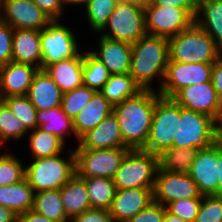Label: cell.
Segmentation results:
<instances>
[{
  "label": "cell",
  "instance_id": "1",
  "mask_svg": "<svg viewBox=\"0 0 222 222\" xmlns=\"http://www.w3.org/2000/svg\"><path fill=\"white\" fill-rule=\"evenodd\" d=\"M161 95L155 90H142L113 106L124 144L130 149H143L152 124L156 100Z\"/></svg>",
  "mask_w": 222,
  "mask_h": 222
},
{
  "label": "cell",
  "instance_id": "2",
  "mask_svg": "<svg viewBox=\"0 0 222 222\" xmlns=\"http://www.w3.org/2000/svg\"><path fill=\"white\" fill-rule=\"evenodd\" d=\"M168 62V39L146 34L132 44L129 74L142 90L159 91L164 81ZM154 82L157 83L155 87Z\"/></svg>",
  "mask_w": 222,
  "mask_h": 222
},
{
  "label": "cell",
  "instance_id": "3",
  "mask_svg": "<svg viewBox=\"0 0 222 222\" xmlns=\"http://www.w3.org/2000/svg\"><path fill=\"white\" fill-rule=\"evenodd\" d=\"M65 154L63 152L51 157L30 158L31 160H27L28 164L24 162L25 179L34 192L58 190L76 174L73 148L67 147Z\"/></svg>",
  "mask_w": 222,
  "mask_h": 222
},
{
  "label": "cell",
  "instance_id": "4",
  "mask_svg": "<svg viewBox=\"0 0 222 222\" xmlns=\"http://www.w3.org/2000/svg\"><path fill=\"white\" fill-rule=\"evenodd\" d=\"M168 47L169 61L214 63L221 57V49L195 22L189 28L170 37Z\"/></svg>",
  "mask_w": 222,
  "mask_h": 222
},
{
  "label": "cell",
  "instance_id": "5",
  "mask_svg": "<svg viewBox=\"0 0 222 222\" xmlns=\"http://www.w3.org/2000/svg\"><path fill=\"white\" fill-rule=\"evenodd\" d=\"M222 138L220 124L212 117L180 106L177 140L172 147L208 149Z\"/></svg>",
  "mask_w": 222,
  "mask_h": 222
},
{
  "label": "cell",
  "instance_id": "6",
  "mask_svg": "<svg viewBox=\"0 0 222 222\" xmlns=\"http://www.w3.org/2000/svg\"><path fill=\"white\" fill-rule=\"evenodd\" d=\"M159 155L142 149L129 150L122 159L113 182L116 189L151 188L154 189Z\"/></svg>",
  "mask_w": 222,
  "mask_h": 222
},
{
  "label": "cell",
  "instance_id": "7",
  "mask_svg": "<svg viewBox=\"0 0 222 222\" xmlns=\"http://www.w3.org/2000/svg\"><path fill=\"white\" fill-rule=\"evenodd\" d=\"M180 105L172 98L160 96L155 103L152 124L144 151L160 155L177 140Z\"/></svg>",
  "mask_w": 222,
  "mask_h": 222
},
{
  "label": "cell",
  "instance_id": "8",
  "mask_svg": "<svg viewBox=\"0 0 222 222\" xmlns=\"http://www.w3.org/2000/svg\"><path fill=\"white\" fill-rule=\"evenodd\" d=\"M66 24L62 20H53L40 31L42 69L62 59L75 57L82 50L76 31Z\"/></svg>",
  "mask_w": 222,
  "mask_h": 222
},
{
  "label": "cell",
  "instance_id": "9",
  "mask_svg": "<svg viewBox=\"0 0 222 222\" xmlns=\"http://www.w3.org/2000/svg\"><path fill=\"white\" fill-rule=\"evenodd\" d=\"M147 34L144 9L119 1L99 35L118 41L135 43Z\"/></svg>",
  "mask_w": 222,
  "mask_h": 222
},
{
  "label": "cell",
  "instance_id": "10",
  "mask_svg": "<svg viewBox=\"0 0 222 222\" xmlns=\"http://www.w3.org/2000/svg\"><path fill=\"white\" fill-rule=\"evenodd\" d=\"M76 174L79 177H107L113 179L128 147L108 149H73Z\"/></svg>",
  "mask_w": 222,
  "mask_h": 222
},
{
  "label": "cell",
  "instance_id": "11",
  "mask_svg": "<svg viewBox=\"0 0 222 222\" xmlns=\"http://www.w3.org/2000/svg\"><path fill=\"white\" fill-rule=\"evenodd\" d=\"M144 12L147 34L167 39L195 22V18L186 9L175 6L149 5Z\"/></svg>",
  "mask_w": 222,
  "mask_h": 222
},
{
  "label": "cell",
  "instance_id": "12",
  "mask_svg": "<svg viewBox=\"0 0 222 222\" xmlns=\"http://www.w3.org/2000/svg\"><path fill=\"white\" fill-rule=\"evenodd\" d=\"M213 63H181L169 61L162 86L158 93L172 98L180 89L198 84L212 82Z\"/></svg>",
  "mask_w": 222,
  "mask_h": 222
},
{
  "label": "cell",
  "instance_id": "13",
  "mask_svg": "<svg viewBox=\"0 0 222 222\" xmlns=\"http://www.w3.org/2000/svg\"><path fill=\"white\" fill-rule=\"evenodd\" d=\"M154 202L163 206L181 199L203 198L198 185L188 173L168 172L158 168L153 189Z\"/></svg>",
  "mask_w": 222,
  "mask_h": 222
},
{
  "label": "cell",
  "instance_id": "14",
  "mask_svg": "<svg viewBox=\"0 0 222 222\" xmlns=\"http://www.w3.org/2000/svg\"><path fill=\"white\" fill-rule=\"evenodd\" d=\"M172 99L182 108L206 114L221 123L222 100L217 95L212 82L184 87Z\"/></svg>",
  "mask_w": 222,
  "mask_h": 222
},
{
  "label": "cell",
  "instance_id": "15",
  "mask_svg": "<svg viewBox=\"0 0 222 222\" xmlns=\"http://www.w3.org/2000/svg\"><path fill=\"white\" fill-rule=\"evenodd\" d=\"M0 20L13 29H44L51 20L32 0H4Z\"/></svg>",
  "mask_w": 222,
  "mask_h": 222
},
{
  "label": "cell",
  "instance_id": "16",
  "mask_svg": "<svg viewBox=\"0 0 222 222\" xmlns=\"http://www.w3.org/2000/svg\"><path fill=\"white\" fill-rule=\"evenodd\" d=\"M97 50L95 47L88 51L101 61L113 74H128L132 58V44L124 41L112 40L98 35Z\"/></svg>",
  "mask_w": 222,
  "mask_h": 222
},
{
  "label": "cell",
  "instance_id": "17",
  "mask_svg": "<svg viewBox=\"0 0 222 222\" xmlns=\"http://www.w3.org/2000/svg\"><path fill=\"white\" fill-rule=\"evenodd\" d=\"M154 202L151 188L117 189L109 212L115 222H127Z\"/></svg>",
  "mask_w": 222,
  "mask_h": 222
},
{
  "label": "cell",
  "instance_id": "18",
  "mask_svg": "<svg viewBox=\"0 0 222 222\" xmlns=\"http://www.w3.org/2000/svg\"><path fill=\"white\" fill-rule=\"evenodd\" d=\"M217 142L208 149L198 150L189 170V176L198 185L200 193L216 195L218 187L217 169Z\"/></svg>",
  "mask_w": 222,
  "mask_h": 222
},
{
  "label": "cell",
  "instance_id": "19",
  "mask_svg": "<svg viewBox=\"0 0 222 222\" xmlns=\"http://www.w3.org/2000/svg\"><path fill=\"white\" fill-rule=\"evenodd\" d=\"M38 68L10 61L0 66V100L9 96H26Z\"/></svg>",
  "mask_w": 222,
  "mask_h": 222
},
{
  "label": "cell",
  "instance_id": "20",
  "mask_svg": "<svg viewBox=\"0 0 222 222\" xmlns=\"http://www.w3.org/2000/svg\"><path fill=\"white\" fill-rule=\"evenodd\" d=\"M73 149H108L127 147L121 135L118 120L112 112L94 129L88 131Z\"/></svg>",
  "mask_w": 222,
  "mask_h": 222
},
{
  "label": "cell",
  "instance_id": "21",
  "mask_svg": "<svg viewBox=\"0 0 222 222\" xmlns=\"http://www.w3.org/2000/svg\"><path fill=\"white\" fill-rule=\"evenodd\" d=\"M113 112V105L96 91L88 104L73 118V129L78 144L79 139L88 131L94 129L103 119Z\"/></svg>",
  "mask_w": 222,
  "mask_h": 222
},
{
  "label": "cell",
  "instance_id": "22",
  "mask_svg": "<svg viewBox=\"0 0 222 222\" xmlns=\"http://www.w3.org/2000/svg\"><path fill=\"white\" fill-rule=\"evenodd\" d=\"M11 61L33 65L38 69H42V51L39 30L14 29Z\"/></svg>",
  "mask_w": 222,
  "mask_h": 222
},
{
  "label": "cell",
  "instance_id": "23",
  "mask_svg": "<svg viewBox=\"0 0 222 222\" xmlns=\"http://www.w3.org/2000/svg\"><path fill=\"white\" fill-rule=\"evenodd\" d=\"M37 110L61 106L63 92L44 69H38L26 95Z\"/></svg>",
  "mask_w": 222,
  "mask_h": 222
},
{
  "label": "cell",
  "instance_id": "24",
  "mask_svg": "<svg viewBox=\"0 0 222 222\" xmlns=\"http://www.w3.org/2000/svg\"><path fill=\"white\" fill-rule=\"evenodd\" d=\"M63 93L83 85V49L75 56L62 59L44 68Z\"/></svg>",
  "mask_w": 222,
  "mask_h": 222
},
{
  "label": "cell",
  "instance_id": "25",
  "mask_svg": "<svg viewBox=\"0 0 222 222\" xmlns=\"http://www.w3.org/2000/svg\"><path fill=\"white\" fill-rule=\"evenodd\" d=\"M60 194L66 215L71 220L84 211L91 209L85 181L77 174L60 188Z\"/></svg>",
  "mask_w": 222,
  "mask_h": 222
},
{
  "label": "cell",
  "instance_id": "26",
  "mask_svg": "<svg viewBox=\"0 0 222 222\" xmlns=\"http://www.w3.org/2000/svg\"><path fill=\"white\" fill-rule=\"evenodd\" d=\"M35 192L24 178L11 185L0 186V205L20 215L33 209Z\"/></svg>",
  "mask_w": 222,
  "mask_h": 222
},
{
  "label": "cell",
  "instance_id": "27",
  "mask_svg": "<svg viewBox=\"0 0 222 222\" xmlns=\"http://www.w3.org/2000/svg\"><path fill=\"white\" fill-rule=\"evenodd\" d=\"M195 23L222 49V0H200Z\"/></svg>",
  "mask_w": 222,
  "mask_h": 222
},
{
  "label": "cell",
  "instance_id": "28",
  "mask_svg": "<svg viewBox=\"0 0 222 222\" xmlns=\"http://www.w3.org/2000/svg\"><path fill=\"white\" fill-rule=\"evenodd\" d=\"M36 118L41 130L56 135L66 145H68L67 139L70 140L69 137L73 135L75 138L73 121L64 113L61 106L48 110H37Z\"/></svg>",
  "mask_w": 222,
  "mask_h": 222
},
{
  "label": "cell",
  "instance_id": "29",
  "mask_svg": "<svg viewBox=\"0 0 222 222\" xmlns=\"http://www.w3.org/2000/svg\"><path fill=\"white\" fill-rule=\"evenodd\" d=\"M28 158H44L59 155L66 151V144L56 135L45 132L39 127L30 130L26 135Z\"/></svg>",
  "mask_w": 222,
  "mask_h": 222
},
{
  "label": "cell",
  "instance_id": "30",
  "mask_svg": "<svg viewBox=\"0 0 222 222\" xmlns=\"http://www.w3.org/2000/svg\"><path fill=\"white\" fill-rule=\"evenodd\" d=\"M142 88L128 74H113L100 91L103 96L114 106L127 98L136 96Z\"/></svg>",
  "mask_w": 222,
  "mask_h": 222
},
{
  "label": "cell",
  "instance_id": "31",
  "mask_svg": "<svg viewBox=\"0 0 222 222\" xmlns=\"http://www.w3.org/2000/svg\"><path fill=\"white\" fill-rule=\"evenodd\" d=\"M32 210L54 222H71L66 215L60 189L35 192Z\"/></svg>",
  "mask_w": 222,
  "mask_h": 222
},
{
  "label": "cell",
  "instance_id": "32",
  "mask_svg": "<svg viewBox=\"0 0 222 222\" xmlns=\"http://www.w3.org/2000/svg\"><path fill=\"white\" fill-rule=\"evenodd\" d=\"M81 178L85 181L91 208L109 210L117 190L113 179L102 176Z\"/></svg>",
  "mask_w": 222,
  "mask_h": 222
},
{
  "label": "cell",
  "instance_id": "33",
  "mask_svg": "<svg viewBox=\"0 0 222 222\" xmlns=\"http://www.w3.org/2000/svg\"><path fill=\"white\" fill-rule=\"evenodd\" d=\"M29 130L13 114L8 105L0 100V148H7L12 141L20 142L22 138L26 140ZM7 145V146H6Z\"/></svg>",
  "mask_w": 222,
  "mask_h": 222
},
{
  "label": "cell",
  "instance_id": "34",
  "mask_svg": "<svg viewBox=\"0 0 222 222\" xmlns=\"http://www.w3.org/2000/svg\"><path fill=\"white\" fill-rule=\"evenodd\" d=\"M198 149L171 147L159 155V168L174 173H189Z\"/></svg>",
  "mask_w": 222,
  "mask_h": 222
},
{
  "label": "cell",
  "instance_id": "35",
  "mask_svg": "<svg viewBox=\"0 0 222 222\" xmlns=\"http://www.w3.org/2000/svg\"><path fill=\"white\" fill-rule=\"evenodd\" d=\"M118 2L119 0H89L82 11L85 12L84 20L93 35H98L105 28Z\"/></svg>",
  "mask_w": 222,
  "mask_h": 222
},
{
  "label": "cell",
  "instance_id": "36",
  "mask_svg": "<svg viewBox=\"0 0 222 222\" xmlns=\"http://www.w3.org/2000/svg\"><path fill=\"white\" fill-rule=\"evenodd\" d=\"M106 66L89 51H83V85L95 91H101L110 77Z\"/></svg>",
  "mask_w": 222,
  "mask_h": 222
},
{
  "label": "cell",
  "instance_id": "37",
  "mask_svg": "<svg viewBox=\"0 0 222 222\" xmlns=\"http://www.w3.org/2000/svg\"><path fill=\"white\" fill-rule=\"evenodd\" d=\"M16 155L11 150L0 148V186L15 184L25 178V160Z\"/></svg>",
  "mask_w": 222,
  "mask_h": 222
},
{
  "label": "cell",
  "instance_id": "38",
  "mask_svg": "<svg viewBox=\"0 0 222 222\" xmlns=\"http://www.w3.org/2000/svg\"><path fill=\"white\" fill-rule=\"evenodd\" d=\"M3 101L29 131L38 127L37 109L27 96H9L5 97Z\"/></svg>",
  "mask_w": 222,
  "mask_h": 222
},
{
  "label": "cell",
  "instance_id": "39",
  "mask_svg": "<svg viewBox=\"0 0 222 222\" xmlns=\"http://www.w3.org/2000/svg\"><path fill=\"white\" fill-rule=\"evenodd\" d=\"M95 92V90L82 85L63 93L61 107L64 113L73 120L81 109L88 104Z\"/></svg>",
  "mask_w": 222,
  "mask_h": 222
},
{
  "label": "cell",
  "instance_id": "40",
  "mask_svg": "<svg viewBox=\"0 0 222 222\" xmlns=\"http://www.w3.org/2000/svg\"><path fill=\"white\" fill-rule=\"evenodd\" d=\"M195 222H222V197L203 196Z\"/></svg>",
  "mask_w": 222,
  "mask_h": 222
},
{
  "label": "cell",
  "instance_id": "41",
  "mask_svg": "<svg viewBox=\"0 0 222 222\" xmlns=\"http://www.w3.org/2000/svg\"><path fill=\"white\" fill-rule=\"evenodd\" d=\"M202 198L181 199L169 203L166 210L185 222H195Z\"/></svg>",
  "mask_w": 222,
  "mask_h": 222
},
{
  "label": "cell",
  "instance_id": "42",
  "mask_svg": "<svg viewBox=\"0 0 222 222\" xmlns=\"http://www.w3.org/2000/svg\"><path fill=\"white\" fill-rule=\"evenodd\" d=\"M14 29L0 20V66L12 60V39Z\"/></svg>",
  "mask_w": 222,
  "mask_h": 222
},
{
  "label": "cell",
  "instance_id": "43",
  "mask_svg": "<svg viewBox=\"0 0 222 222\" xmlns=\"http://www.w3.org/2000/svg\"><path fill=\"white\" fill-rule=\"evenodd\" d=\"M165 212V206L152 202L148 207L137 213L127 222H163Z\"/></svg>",
  "mask_w": 222,
  "mask_h": 222
},
{
  "label": "cell",
  "instance_id": "44",
  "mask_svg": "<svg viewBox=\"0 0 222 222\" xmlns=\"http://www.w3.org/2000/svg\"><path fill=\"white\" fill-rule=\"evenodd\" d=\"M51 20H64L65 6L63 0H32Z\"/></svg>",
  "mask_w": 222,
  "mask_h": 222
},
{
  "label": "cell",
  "instance_id": "45",
  "mask_svg": "<svg viewBox=\"0 0 222 222\" xmlns=\"http://www.w3.org/2000/svg\"><path fill=\"white\" fill-rule=\"evenodd\" d=\"M71 222H115L109 210L91 208L75 216Z\"/></svg>",
  "mask_w": 222,
  "mask_h": 222
},
{
  "label": "cell",
  "instance_id": "46",
  "mask_svg": "<svg viewBox=\"0 0 222 222\" xmlns=\"http://www.w3.org/2000/svg\"><path fill=\"white\" fill-rule=\"evenodd\" d=\"M199 2L200 0H151L150 5L180 7L186 9L195 18Z\"/></svg>",
  "mask_w": 222,
  "mask_h": 222
},
{
  "label": "cell",
  "instance_id": "47",
  "mask_svg": "<svg viewBox=\"0 0 222 222\" xmlns=\"http://www.w3.org/2000/svg\"><path fill=\"white\" fill-rule=\"evenodd\" d=\"M211 81L217 95L222 100V55L213 63Z\"/></svg>",
  "mask_w": 222,
  "mask_h": 222
},
{
  "label": "cell",
  "instance_id": "48",
  "mask_svg": "<svg viewBox=\"0 0 222 222\" xmlns=\"http://www.w3.org/2000/svg\"><path fill=\"white\" fill-rule=\"evenodd\" d=\"M217 169L218 174V187H217V196L222 197V138L217 141Z\"/></svg>",
  "mask_w": 222,
  "mask_h": 222
},
{
  "label": "cell",
  "instance_id": "49",
  "mask_svg": "<svg viewBox=\"0 0 222 222\" xmlns=\"http://www.w3.org/2000/svg\"><path fill=\"white\" fill-rule=\"evenodd\" d=\"M18 222H54L53 220L48 219L47 217L37 214L33 210L24 212L23 214L18 215Z\"/></svg>",
  "mask_w": 222,
  "mask_h": 222
},
{
  "label": "cell",
  "instance_id": "50",
  "mask_svg": "<svg viewBox=\"0 0 222 222\" xmlns=\"http://www.w3.org/2000/svg\"><path fill=\"white\" fill-rule=\"evenodd\" d=\"M0 222H18V214L0 205Z\"/></svg>",
  "mask_w": 222,
  "mask_h": 222
},
{
  "label": "cell",
  "instance_id": "51",
  "mask_svg": "<svg viewBox=\"0 0 222 222\" xmlns=\"http://www.w3.org/2000/svg\"><path fill=\"white\" fill-rule=\"evenodd\" d=\"M88 2H89V0H63L64 6L67 9L66 15H67V12L69 13V11H68L69 7H71V8L75 7V9H76V6H79L78 7L79 10H80V12H82L81 10L88 4ZM80 8H82V9H80Z\"/></svg>",
  "mask_w": 222,
  "mask_h": 222
},
{
  "label": "cell",
  "instance_id": "52",
  "mask_svg": "<svg viewBox=\"0 0 222 222\" xmlns=\"http://www.w3.org/2000/svg\"><path fill=\"white\" fill-rule=\"evenodd\" d=\"M121 2L145 9L150 5L151 0H119Z\"/></svg>",
  "mask_w": 222,
  "mask_h": 222
},
{
  "label": "cell",
  "instance_id": "53",
  "mask_svg": "<svg viewBox=\"0 0 222 222\" xmlns=\"http://www.w3.org/2000/svg\"><path fill=\"white\" fill-rule=\"evenodd\" d=\"M163 222H185V221L182 220L180 217L175 216V215L169 213L166 210Z\"/></svg>",
  "mask_w": 222,
  "mask_h": 222
},
{
  "label": "cell",
  "instance_id": "54",
  "mask_svg": "<svg viewBox=\"0 0 222 222\" xmlns=\"http://www.w3.org/2000/svg\"><path fill=\"white\" fill-rule=\"evenodd\" d=\"M3 2H4V0H0V10L2 8Z\"/></svg>",
  "mask_w": 222,
  "mask_h": 222
}]
</instances>
